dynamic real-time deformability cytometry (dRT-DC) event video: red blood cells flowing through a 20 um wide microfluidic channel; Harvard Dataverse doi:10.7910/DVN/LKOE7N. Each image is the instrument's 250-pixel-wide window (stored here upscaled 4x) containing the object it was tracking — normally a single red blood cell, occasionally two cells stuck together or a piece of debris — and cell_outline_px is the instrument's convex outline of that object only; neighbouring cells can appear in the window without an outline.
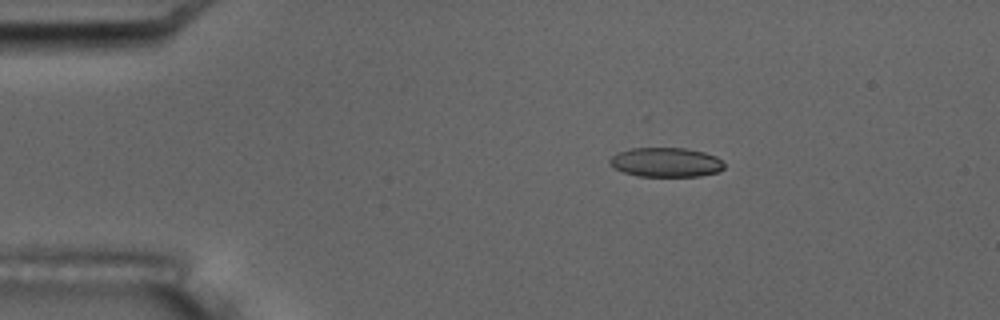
{"species": "common noctule bat (a hibernating species)", "species_latin": "Nyctalus noctula", "temperature_condition": "room temperature", "stored_images_in_passage": 7, "camera_frame_rate_fps": 3000, "um_per_image_px": 0.085, "animal": {"sex": "male", "body_mass_g": 17.5, "forearm_length_mm": 52.3}, "frame": {"image": 1, "passage_image": 4, "time_ms": 3.333, "image_size_px": [1000, 320], "cell_outline_px": [[724, 168], [716, 172], [700, 176], [640, 176], [624, 172], [616, 168], [608, 160], [616, 152], [632, 148], [688, 148], [704, 152], [716, 156], [724, 164]], "centroid_in_image_um": [56.61, 13.78], "position_along_channel_um": 28.4, "area_um2": 19.48}}